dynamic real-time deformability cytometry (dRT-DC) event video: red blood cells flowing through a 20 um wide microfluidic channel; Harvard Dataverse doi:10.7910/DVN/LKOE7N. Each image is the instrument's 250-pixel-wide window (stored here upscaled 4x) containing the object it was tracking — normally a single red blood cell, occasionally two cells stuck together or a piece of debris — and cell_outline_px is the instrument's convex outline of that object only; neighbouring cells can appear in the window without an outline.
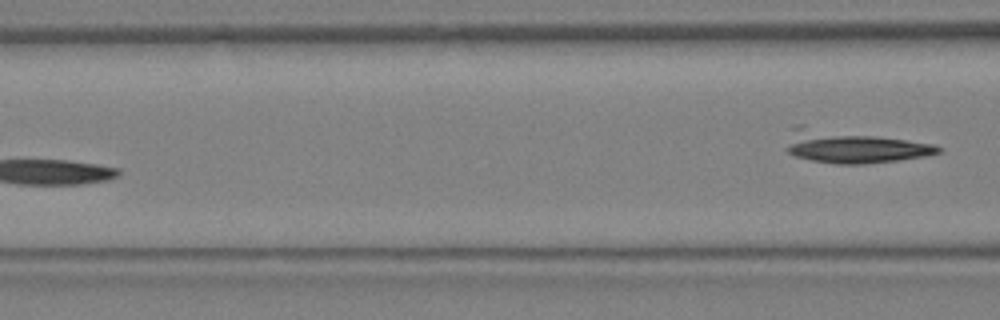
{"species": "Egyptian fruit bat (a non-hibernating species)", "species_latin": "Rousettus aegyptiacus", "temperature_condition": "warm", "stored_images_in_passage": 12, "segment_of_instrument_passage": [2, 2], "camera_frame_rate_fps": 3000, "um_per_image_px": 0.085, "animal": {"sex": "female"}, "frame": {"image": 1, "passage_image": 12, "time_ms": 3.667, "image_size_px": [1000, 320], "cell_outline_px": [[944, 148], [940, 152], [924, 156], [896, 160], [864, 164], [836, 164], [812, 160], [796, 156], [788, 152], [784, 148], [792, 128], [796, 124], [804, 124], [932, 144]], "centroid_in_image_um": [72.39, 12.44], "position_along_channel_um": 94.2, "area_um2": 28.96}}